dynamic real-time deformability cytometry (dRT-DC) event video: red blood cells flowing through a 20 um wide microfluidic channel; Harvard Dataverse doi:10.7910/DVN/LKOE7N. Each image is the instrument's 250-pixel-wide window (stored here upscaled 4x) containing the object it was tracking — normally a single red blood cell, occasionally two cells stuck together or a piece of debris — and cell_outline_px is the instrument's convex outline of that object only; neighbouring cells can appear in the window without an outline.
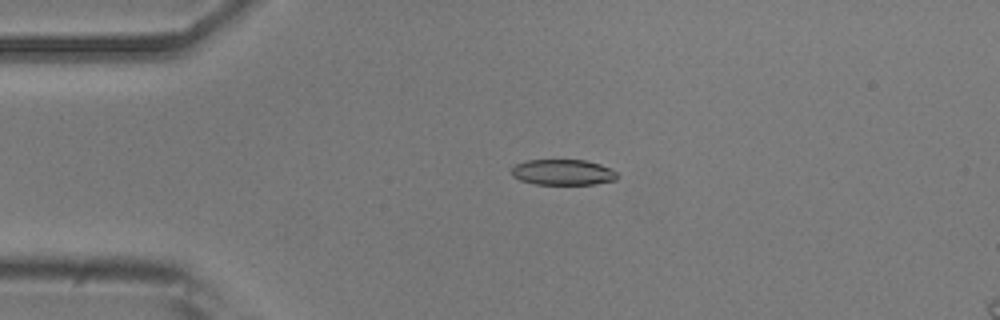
{"species": "common noctule bat (a hibernating species)", "species_latin": "Nyctalus noctula", "temperature_condition": "room temperature", "stored_images_in_passage": 51, "camera_frame_rate_fps": 3000, "um_per_image_px": 0.085, "animal": {"sex": "male", "body_mass_g": 20.5, "forearm_length_mm": 52.5}, "frame": {"image": 1, "passage_image": 9, "time_ms": 2.667, "image_size_px": [1000, 320], "cell_outline_px": [[620, 176], [616, 180], [592, 184], [536, 184], [520, 180], [512, 176], [512, 168], [516, 164], [528, 160], [584, 160], [600, 164], [612, 168]], "centroid_in_image_um": [47.88, 14.64], "position_along_channel_um": 37.1, "area_um2": 15.84}}
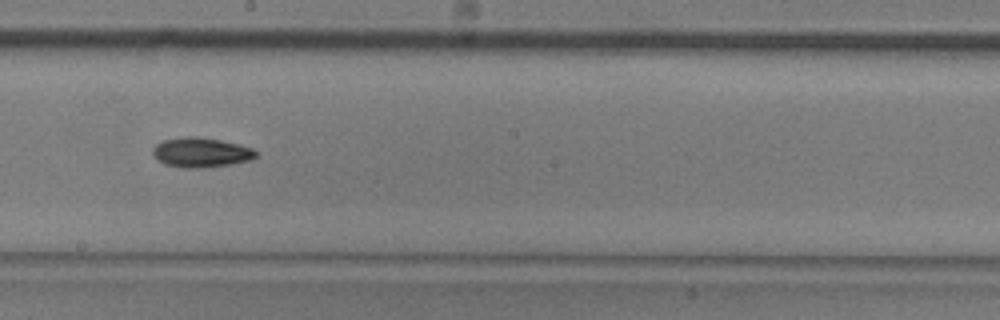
{"frame": {"image": 2, "passage_image": 27, "time_ms": 8.667, "image_size_px": [1000, 320], "cell_outline_px": [[256, 156], [248, 160], [232, 164], [204, 168], [184, 168], [164, 164], [152, 152], [152, 148], [156, 144], [164, 140], [184, 136], [196, 136], [220, 140], [240, 144], [252, 148], [256, 152]], "centroid_in_image_um": [17.08, 12.95], "position_along_channel_um": 231.1, "area_um2": 17.8}}
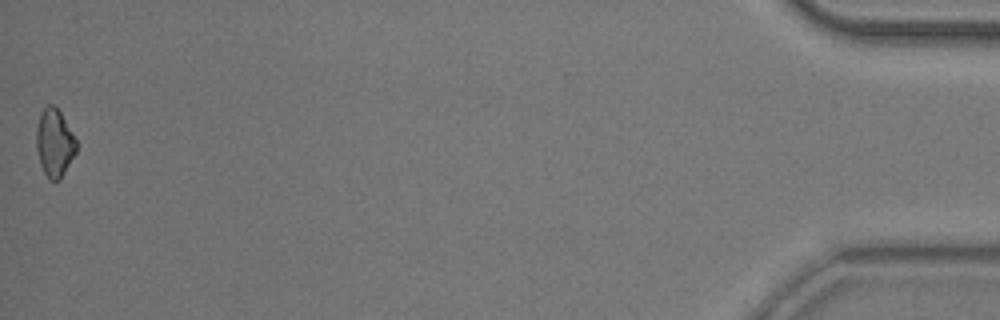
{"frame": {"image": 3, "passage_image": 51, "time_ms": 16.667, "image_size_px": [1000, 320], "cell_outline_px": [[76, 152], [60, 180], [48, 180], [40, 164], [36, 148], [36, 128], [40, 112], [48, 104], [52, 104], [60, 112], [76, 140]], "centroid_in_image_um": [4.61, 12.15], "position_along_channel_um": 430.6, "area_um2": 15.72}, "authors_computed_cell_mechanics": {"area_um2": 16.7042, "velocity_mm_per_s": 3.7246, "shape_relaxation_time_tau1_ms": 4.7392, "shape_relaxation_time_tau2_ms": null, "deformation_change_tau1": 0.1152, "deformation_change_tau2": null}}